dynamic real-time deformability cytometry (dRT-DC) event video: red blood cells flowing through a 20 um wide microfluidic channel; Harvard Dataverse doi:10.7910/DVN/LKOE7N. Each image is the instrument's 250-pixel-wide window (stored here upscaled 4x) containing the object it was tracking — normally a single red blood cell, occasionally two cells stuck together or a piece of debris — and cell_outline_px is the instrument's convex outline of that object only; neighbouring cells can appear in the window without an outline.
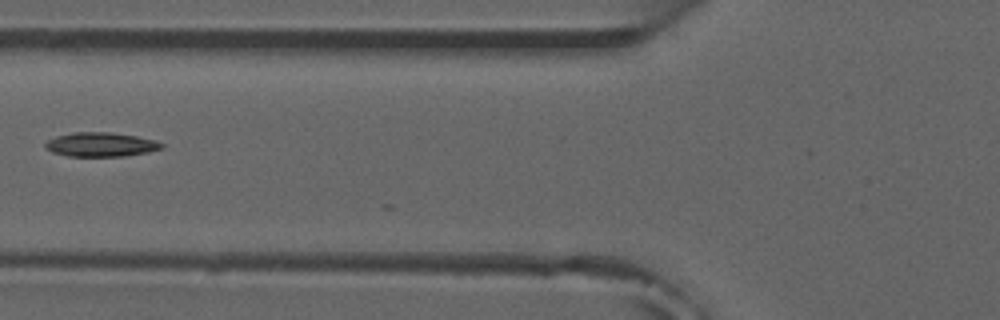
{"species": "common noctule bat (a hibernating species)", "species_latin": "Nyctalus noctula", "temperature_condition": "room temperature", "stored_images_in_passage": 5, "camera_frame_rate_fps": 3000, "um_per_image_px": 0.085, "animal": {"sex": "male", "forearm_length_mm": 52.5}, "frame": {"image": 1, "passage_image": 5, "time_ms": 5.333, "image_size_px": [1000, 320], "cell_outline_px": [[164, 148], [148, 152], [124, 156], [68, 156], [52, 152], [44, 144], [48, 140], [56, 136], [76, 132], [108, 132], [136, 136], [156, 140], [164, 144]], "centroid_in_image_um": [8.61, 12.28], "position_along_channel_um": 117.2, "area_um2": 16.3}}